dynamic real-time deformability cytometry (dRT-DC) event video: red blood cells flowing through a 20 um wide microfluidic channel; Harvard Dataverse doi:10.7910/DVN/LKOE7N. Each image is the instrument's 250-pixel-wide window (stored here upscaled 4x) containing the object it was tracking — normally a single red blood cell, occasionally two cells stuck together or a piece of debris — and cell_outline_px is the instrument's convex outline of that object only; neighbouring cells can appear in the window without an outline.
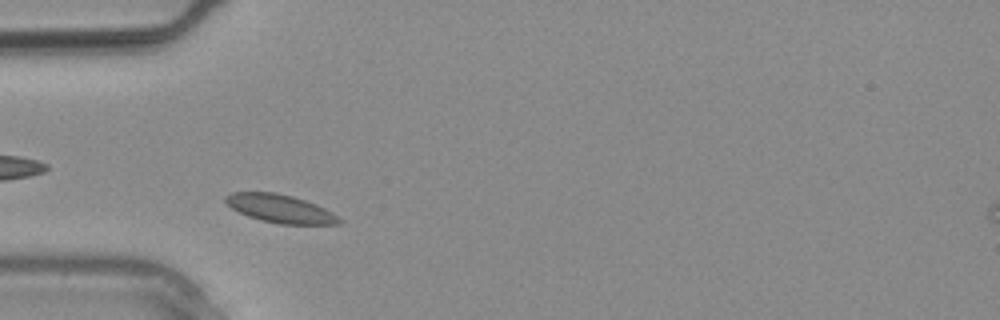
{"species": "common noctule bat (a hibernating species)", "species_latin": "Nyctalus noctula", "temperature_condition": "warm", "stored_images_in_passage": 3, "camera_frame_rate_fps": 3000, "um_per_image_px": 0.085, "animal": {"sex": "male", "body_mass_g": 20.4}, "frame": {"image": 1, "passage_image": 3, "time_ms": 0.667, "image_size_px": [1000, 320], "cell_outline_px": [[344, 224], [280, 224], [260, 220], [248, 216], [232, 208], [224, 200], [224, 196], [232, 192], [276, 192], [292, 196], [316, 204], [332, 212], [344, 220]], "centroid_in_image_um": [23.85, 17.74], "position_along_channel_um": 61.2, "area_um2": 18.73}}